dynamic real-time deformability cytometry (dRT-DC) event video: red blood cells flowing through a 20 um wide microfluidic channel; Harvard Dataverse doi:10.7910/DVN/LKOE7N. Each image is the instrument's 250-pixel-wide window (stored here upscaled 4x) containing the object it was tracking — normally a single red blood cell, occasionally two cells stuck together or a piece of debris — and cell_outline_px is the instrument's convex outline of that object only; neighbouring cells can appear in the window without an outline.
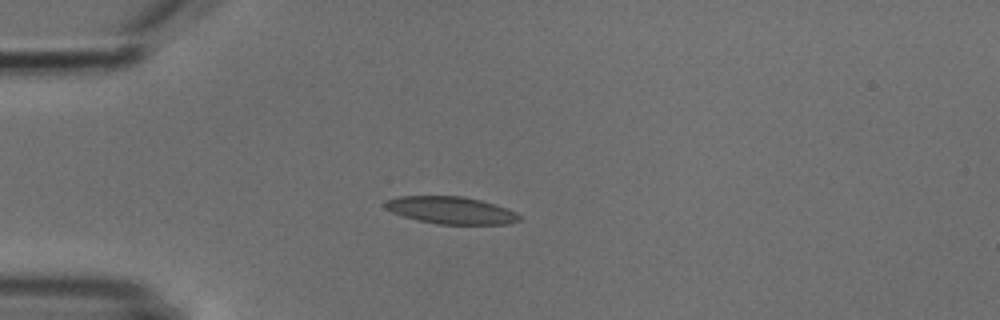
{"species": "common noctule bat (a hibernating species)", "species_latin": "Nyctalus noctula", "temperature_condition": "cold", "stored_images_in_passage": 2, "camera_frame_rate_fps": 3000, "um_per_image_px": 0.085, "animal": {"sex": "male", "body_mass_g": 18.8}, "frame": {"image": 1, "passage_image": 1, "time_ms": 0.0, "image_size_px": [1000, 320], "cell_outline_px": [[520, 220], [508, 224], [436, 224], [416, 220], [392, 212], [384, 208], [384, 200], [400, 196], [460, 196], [480, 200], [516, 212], [520, 216]], "centroid_in_image_um": [38.27, 17.87], "position_along_channel_um": 46.7, "area_um2": 21.21}}
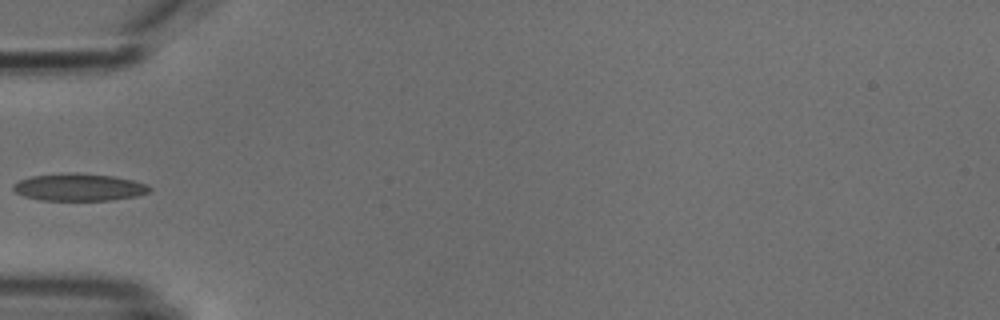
{"frame": {"image": 2, "passage_image": 2, "time_ms": 1.333, "image_size_px": [1000, 320], "cell_outline_px": [[152, 192], [136, 196], [108, 200], [40, 200], [24, 196], [16, 192], [12, 188], [12, 184], [20, 180], [32, 176], [68, 172], [72, 172], [116, 176], [148, 184], [152, 188]], "centroid_in_image_um": [6.74, 15.9], "position_along_channel_um": 78.3, "area_um2": 21.85}}